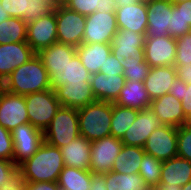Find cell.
I'll return each instance as SVG.
<instances>
[{"label": "cell", "instance_id": "cell-13", "mask_svg": "<svg viewBox=\"0 0 191 190\" xmlns=\"http://www.w3.org/2000/svg\"><path fill=\"white\" fill-rule=\"evenodd\" d=\"M25 123H29V119L24 96L3 89L0 94V125L11 132Z\"/></svg>", "mask_w": 191, "mask_h": 190}, {"label": "cell", "instance_id": "cell-45", "mask_svg": "<svg viewBox=\"0 0 191 190\" xmlns=\"http://www.w3.org/2000/svg\"><path fill=\"white\" fill-rule=\"evenodd\" d=\"M122 63L116 59V57L111 54L105 61L103 67L100 68V73L104 75H123Z\"/></svg>", "mask_w": 191, "mask_h": 190}, {"label": "cell", "instance_id": "cell-22", "mask_svg": "<svg viewBox=\"0 0 191 190\" xmlns=\"http://www.w3.org/2000/svg\"><path fill=\"white\" fill-rule=\"evenodd\" d=\"M90 84L96 100L114 103L124 87L125 77L98 72L91 75Z\"/></svg>", "mask_w": 191, "mask_h": 190}, {"label": "cell", "instance_id": "cell-50", "mask_svg": "<svg viewBox=\"0 0 191 190\" xmlns=\"http://www.w3.org/2000/svg\"><path fill=\"white\" fill-rule=\"evenodd\" d=\"M177 77L186 84H191V63L184 65H174Z\"/></svg>", "mask_w": 191, "mask_h": 190}, {"label": "cell", "instance_id": "cell-40", "mask_svg": "<svg viewBox=\"0 0 191 190\" xmlns=\"http://www.w3.org/2000/svg\"><path fill=\"white\" fill-rule=\"evenodd\" d=\"M191 31L189 23L182 18L181 12L172 4V16L168 33L174 39L182 37L185 33Z\"/></svg>", "mask_w": 191, "mask_h": 190}, {"label": "cell", "instance_id": "cell-29", "mask_svg": "<svg viewBox=\"0 0 191 190\" xmlns=\"http://www.w3.org/2000/svg\"><path fill=\"white\" fill-rule=\"evenodd\" d=\"M145 154L144 148L138 146L124 145L119 155L114 160L112 172L122 174L139 173L140 163Z\"/></svg>", "mask_w": 191, "mask_h": 190}, {"label": "cell", "instance_id": "cell-2", "mask_svg": "<svg viewBox=\"0 0 191 190\" xmlns=\"http://www.w3.org/2000/svg\"><path fill=\"white\" fill-rule=\"evenodd\" d=\"M2 84L3 89L23 96L52 88L48 71L37 53L16 68Z\"/></svg>", "mask_w": 191, "mask_h": 190}, {"label": "cell", "instance_id": "cell-54", "mask_svg": "<svg viewBox=\"0 0 191 190\" xmlns=\"http://www.w3.org/2000/svg\"><path fill=\"white\" fill-rule=\"evenodd\" d=\"M33 1L42 2V3H50L53 7H55L57 5L56 0H33Z\"/></svg>", "mask_w": 191, "mask_h": 190}, {"label": "cell", "instance_id": "cell-42", "mask_svg": "<svg viewBox=\"0 0 191 190\" xmlns=\"http://www.w3.org/2000/svg\"><path fill=\"white\" fill-rule=\"evenodd\" d=\"M54 7L50 3L35 2L30 0L27 14L23 20L25 23L32 22L42 18L44 15L50 13Z\"/></svg>", "mask_w": 191, "mask_h": 190}, {"label": "cell", "instance_id": "cell-24", "mask_svg": "<svg viewBox=\"0 0 191 190\" xmlns=\"http://www.w3.org/2000/svg\"><path fill=\"white\" fill-rule=\"evenodd\" d=\"M64 165L82 170H89L91 142L83 136L60 148Z\"/></svg>", "mask_w": 191, "mask_h": 190}, {"label": "cell", "instance_id": "cell-16", "mask_svg": "<svg viewBox=\"0 0 191 190\" xmlns=\"http://www.w3.org/2000/svg\"><path fill=\"white\" fill-rule=\"evenodd\" d=\"M35 54L26 41L0 44V82Z\"/></svg>", "mask_w": 191, "mask_h": 190}, {"label": "cell", "instance_id": "cell-55", "mask_svg": "<svg viewBox=\"0 0 191 190\" xmlns=\"http://www.w3.org/2000/svg\"><path fill=\"white\" fill-rule=\"evenodd\" d=\"M181 190H191V180L181 187Z\"/></svg>", "mask_w": 191, "mask_h": 190}, {"label": "cell", "instance_id": "cell-8", "mask_svg": "<svg viewBox=\"0 0 191 190\" xmlns=\"http://www.w3.org/2000/svg\"><path fill=\"white\" fill-rule=\"evenodd\" d=\"M11 135L14 146L13 162L16 166L32 157L44 142L43 131L30 123L19 125L11 131Z\"/></svg>", "mask_w": 191, "mask_h": 190}, {"label": "cell", "instance_id": "cell-49", "mask_svg": "<svg viewBox=\"0 0 191 190\" xmlns=\"http://www.w3.org/2000/svg\"><path fill=\"white\" fill-rule=\"evenodd\" d=\"M89 190H107L106 173H93Z\"/></svg>", "mask_w": 191, "mask_h": 190}, {"label": "cell", "instance_id": "cell-37", "mask_svg": "<svg viewBox=\"0 0 191 190\" xmlns=\"http://www.w3.org/2000/svg\"><path fill=\"white\" fill-rule=\"evenodd\" d=\"M169 94L181 101L185 117L191 121V84H186L176 77L169 89Z\"/></svg>", "mask_w": 191, "mask_h": 190}, {"label": "cell", "instance_id": "cell-23", "mask_svg": "<svg viewBox=\"0 0 191 190\" xmlns=\"http://www.w3.org/2000/svg\"><path fill=\"white\" fill-rule=\"evenodd\" d=\"M176 77L175 66L151 68L149 75L144 80L145 88L151 101L168 94Z\"/></svg>", "mask_w": 191, "mask_h": 190}, {"label": "cell", "instance_id": "cell-11", "mask_svg": "<svg viewBox=\"0 0 191 190\" xmlns=\"http://www.w3.org/2000/svg\"><path fill=\"white\" fill-rule=\"evenodd\" d=\"M26 42L35 53L58 42L55 7L42 18L27 23Z\"/></svg>", "mask_w": 191, "mask_h": 190}, {"label": "cell", "instance_id": "cell-53", "mask_svg": "<svg viewBox=\"0 0 191 190\" xmlns=\"http://www.w3.org/2000/svg\"><path fill=\"white\" fill-rule=\"evenodd\" d=\"M10 18L9 14L7 13V11L5 9L2 8V6L0 5V23L2 21H5L6 19Z\"/></svg>", "mask_w": 191, "mask_h": 190}, {"label": "cell", "instance_id": "cell-39", "mask_svg": "<svg viewBox=\"0 0 191 190\" xmlns=\"http://www.w3.org/2000/svg\"><path fill=\"white\" fill-rule=\"evenodd\" d=\"M191 63V31L176 39V59L174 65Z\"/></svg>", "mask_w": 191, "mask_h": 190}, {"label": "cell", "instance_id": "cell-34", "mask_svg": "<svg viewBox=\"0 0 191 190\" xmlns=\"http://www.w3.org/2000/svg\"><path fill=\"white\" fill-rule=\"evenodd\" d=\"M63 5L84 16L96 11L115 12L116 10L114 0H66Z\"/></svg>", "mask_w": 191, "mask_h": 190}, {"label": "cell", "instance_id": "cell-43", "mask_svg": "<svg viewBox=\"0 0 191 190\" xmlns=\"http://www.w3.org/2000/svg\"><path fill=\"white\" fill-rule=\"evenodd\" d=\"M14 146L11 132L0 125V158L13 161Z\"/></svg>", "mask_w": 191, "mask_h": 190}, {"label": "cell", "instance_id": "cell-56", "mask_svg": "<svg viewBox=\"0 0 191 190\" xmlns=\"http://www.w3.org/2000/svg\"><path fill=\"white\" fill-rule=\"evenodd\" d=\"M57 4H63L66 0H56Z\"/></svg>", "mask_w": 191, "mask_h": 190}, {"label": "cell", "instance_id": "cell-33", "mask_svg": "<svg viewBox=\"0 0 191 190\" xmlns=\"http://www.w3.org/2000/svg\"><path fill=\"white\" fill-rule=\"evenodd\" d=\"M27 37V23L23 19L10 17L0 23V44L23 42Z\"/></svg>", "mask_w": 191, "mask_h": 190}, {"label": "cell", "instance_id": "cell-27", "mask_svg": "<svg viewBox=\"0 0 191 190\" xmlns=\"http://www.w3.org/2000/svg\"><path fill=\"white\" fill-rule=\"evenodd\" d=\"M151 99L146 91L144 82H133L125 80L124 87L121 89L119 97L114 102L121 107L134 108L137 110L149 107Z\"/></svg>", "mask_w": 191, "mask_h": 190}, {"label": "cell", "instance_id": "cell-31", "mask_svg": "<svg viewBox=\"0 0 191 190\" xmlns=\"http://www.w3.org/2000/svg\"><path fill=\"white\" fill-rule=\"evenodd\" d=\"M107 190H150V186L139 173L122 174L118 172L106 173Z\"/></svg>", "mask_w": 191, "mask_h": 190}, {"label": "cell", "instance_id": "cell-18", "mask_svg": "<svg viewBox=\"0 0 191 190\" xmlns=\"http://www.w3.org/2000/svg\"><path fill=\"white\" fill-rule=\"evenodd\" d=\"M161 125L179 127L190 123L183 112L182 103L172 94H165L151 101L150 106Z\"/></svg>", "mask_w": 191, "mask_h": 190}, {"label": "cell", "instance_id": "cell-17", "mask_svg": "<svg viewBox=\"0 0 191 190\" xmlns=\"http://www.w3.org/2000/svg\"><path fill=\"white\" fill-rule=\"evenodd\" d=\"M172 4L171 0H146L148 25L145 36H169Z\"/></svg>", "mask_w": 191, "mask_h": 190}, {"label": "cell", "instance_id": "cell-38", "mask_svg": "<svg viewBox=\"0 0 191 190\" xmlns=\"http://www.w3.org/2000/svg\"><path fill=\"white\" fill-rule=\"evenodd\" d=\"M177 156L191 162V123L177 127Z\"/></svg>", "mask_w": 191, "mask_h": 190}, {"label": "cell", "instance_id": "cell-46", "mask_svg": "<svg viewBox=\"0 0 191 190\" xmlns=\"http://www.w3.org/2000/svg\"><path fill=\"white\" fill-rule=\"evenodd\" d=\"M18 169L13 161L0 158V187Z\"/></svg>", "mask_w": 191, "mask_h": 190}, {"label": "cell", "instance_id": "cell-25", "mask_svg": "<svg viewBox=\"0 0 191 190\" xmlns=\"http://www.w3.org/2000/svg\"><path fill=\"white\" fill-rule=\"evenodd\" d=\"M76 54L80 58L82 65L89 73L96 74L103 67L106 59L111 55V44L106 43H81L76 47Z\"/></svg>", "mask_w": 191, "mask_h": 190}, {"label": "cell", "instance_id": "cell-35", "mask_svg": "<svg viewBox=\"0 0 191 190\" xmlns=\"http://www.w3.org/2000/svg\"><path fill=\"white\" fill-rule=\"evenodd\" d=\"M163 161L154 156L144 154L140 163L139 175L150 186H157L160 183L161 169Z\"/></svg>", "mask_w": 191, "mask_h": 190}, {"label": "cell", "instance_id": "cell-30", "mask_svg": "<svg viewBox=\"0 0 191 190\" xmlns=\"http://www.w3.org/2000/svg\"><path fill=\"white\" fill-rule=\"evenodd\" d=\"M92 176L90 170L64 166L58 179V186L61 190H89Z\"/></svg>", "mask_w": 191, "mask_h": 190}, {"label": "cell", "instance_id": "cell-51", "mask_svg": "<svg viewBox=\"0 0 191 190\" xmlns=\"http://www.w3.org/2000/svg\"><path fill=\"white\" fill-rule=\"evenodd\" d=\"M150 190H181V186L178 185L170 186V184H159L157 186L150 187Z\"/></svg>", "mask_w": 191, "mask_h": 190}, {"label": "cell", "instance_id": "cell-1", "mask_svg": "<svg viewBox=\"0 0 191 190\" xmlns=\"http://www.w3.org/2000/svg\"><path fill=\"white\" fill-rule=\"evenodd\" d=\"M60 148L54 147L45 141L37 152L18 166L26 182H58L64 167Z\"/></svg>", "mask_w": 191, "mask_h": 190}, {"label": "cell", "instance_id": "cell-48", "mask_svg": "<svg viewBox=\"0 0 191 190\" xmlns=\"http://www.w3.org/2000/svg\"><path fill=\"white\" fill-rule=\"evenodd\" d=\"M173 5L181 12L184 21L191 26V0L175 2Z\"/></svg>", "mask_w": 191, "mask_h": 190}, {"label": "cell", "instance_id": "cell-12", "mask_svg": "<svg viewBox=\"0 0 191 190\" xmlns=\"http://www.w3.org/2000/svg\"><path fill=\"white\" fill-rule=\"evenodd\" d=\"M144 151L161 161L177 156V127L160 125L148 137Z\"/></svg>", "mask_w": 191, "mask_h": 190}, {"label": "cell", "instance_id": "cell-44", "mask_svg": "<svg viewBox=\"0 0 191 190\" xmlns=\"http://www.w3.org/2000/svg\"><path fill=\"white\" fill-rule=\"evenodd\" d=\"M26 179L23 173L17 169L8 180L0 187V190H24Z\"/></svg>", "mask_w": 191, "mask_h": 190}, {"label": "cell", "instance_id": "cell-32", "mask_svg": "<svg viewBox=\"0 0 191 190\" xmlns=\"http://www.w3.org/2000/svg\"><path fill=\"white\" fill-rule=\"evenodd\" d=\"M139 110L118 106L112 102L111 135L122 139L127 129L132 125Z\"/></svg>", "mask_w": 191, "mask_h": 190}, {"label": "cell", "instance_id": "cell-21", "mask_svg": "<svg viewBox=\"0 0 191 190\" xmlns=\"http://www.w3.org/2000/svg\"><path fill=\"white\" fill-rule=\"evenodd\" d=\"M46 70L48 71L52 89L66 83L90 82L91 79V74L82 65L77 54L64 67L46 68Z\"/></svg>", "mask_w": 191, "mask_h": 190}, {"label": "cell", "instance_id": "cell-14", "mask_svg": "<svg viewBox=\"0 0 191 190\" xmlns=\"http://www.w3.org/2000/svg\"><path fill=\"white\" fill-rule=\"evenodd\" d=\"M145 35L128 29H118L111 43V54L119 63L132 57L137 61H144Z\"/></svg>", "mask_w": 191, "mask_h": 190}, {"label": "cell", "instance_id": "cell-26", "mask_svg": "<svg viewBox=\"0 0 191 190\" xmlns=\"http://www.w3.org/2000/svg\"><path fill=\"white\" fill-rule=\"evenodd\" d=\"M191 180V162L179 156H175L162 163L159 184L170 186H183Z\"/></svg>", "mask_w": 191, "mask_h": 190}, {"label": "cell", "instance_id": "cell-58", "mask_svg": "<svg viewBox=\"0 0 191 190\" xmlns=\"http://www.w3.org/2000/svg\"><path fill=\"white\" fill-rule=\"evenodd\" d=\"M173 3L175 2H180V1H184V0H171Z\"/></svg>", "mask_w": 191, "mask_h": 190}, {"label": "cell", "instance_id": "cell-52", "mask_svg": "<svg viewBox=\"0 0 191 190\" xmlns=\"http://www.w3.org/2000/svg\"><path fill=\"white\" fill-rule=\"evenodd\" d=\"M143 0H114L116 7H123L126 5H134Z\"/></svg>", "mask_w": 191, "mask_h": 190}, {"label": "cell", "instance_id": "cell-28", "mask_svg": "<svg viewBox=\"0 0 191 190\" xmlns=\"http://www.w3.org/2000/svg\"><path fill=\"white\" fill-rule=\"evenodd\" d=\"M37 55L41 58L45 68L64 67L76 55V47L55 42L40 50Z\"/></svg>", "mask_w": 191, "mask_h": 190}, {"label": "cell", "instance_id": "cell-6", "mask_svg": "<svg viewBox=\"0 0 191 190\" xmlns=\"http://www.w3.org/2000/svg\"><path fill=\"white\" fill-rule=\"evenodd\" d=\"M55 14L58 42L78 47L83 40L86 16L63 4L55 6Z\"/></svg>", "mask_w": 191, "mask_h": 190}, {"label": "cell", "instance_id": "cell-10", "mask_svg": "<svg viewBox=\"0 0 191 190\" xmlns=\"http://www.w3.org/2000/svg\"><path fill=\"white\" fill-rule=\"evenodd\" d=\"M144 57L149 67L174 66L176 39L169 36H145Z\"/></svg>", "mask_w": 191, "mask_h": 190}, {"label": "cell", "instance_id": "cell-20", "mask_svg": "<svg viewBox=\"0 0 191 190\" xmlns=\"http://www.w3.org/2000/svg\"><path fill=\"white\" fill-rule=\"evenodd\" d=\"M115 14L118 29H128L146 35L148 25L146 0L134 5L116 7Z\"/></svg>", "mask_w": 191, "mask_h": 190}, {"label": "cell", "instance_id": "cell-5", "mask_svg": "<svg viewBox=\"0 0 191 190\" xmlns=\"http://www.w3.org/2000/svg\"><path fill=\"white\" fill-rule=\"evenodd\" d=\"M24 98L29 123L44 132L61 107L55 90L51 88L27 94Z\"/></svg>", "mask_w": 191, "mask_h": 190}, {"label": "cell", "instance_id": "cell-7", "mask_svg": "<svg viewBox=\"0 0 191 190\" xmlns=\"http://www.w3.org/2000/svg\"><path fill=\"white\" fill-rule=\"evenodd\" d=\"M118 32L115 12L96 11L86 16L83 44H111Z\"/></svg>", "mask_w": 191, "mask_h": 190}, {"label": "cell", "instance_id": "cell-3", "mask_svg": "<svg viewBox=\"0 0 191 190\" xmlns=\"http://www.w3.org/2000/svg\"><path fill=\"white\" fill-rule=\"evenodd\" d=\"M77 111L80 136L93 142L111 135L112 102L95 100Z\"/></svg>", "mask_w": 191, "mask_h": 190}, {"label": "cell", "instance_id": "cell-4", "mask_svg": "<svg viewBox=\"0 0 191 190\" xmlns=\"http://www.w3.org/2000/svg\"><path fill=\"white\" fill-rule=\"evenodd\" d=\"M44 141L61 148L80 136L78 111L61 106L49 126L43 132Z\"/></svg>", "mask_w": 191, "mask_h": 190}, {"label": "cell", "instance_id": "cell-47", "mask_svg": "<svg viewBox=\"0 0 191 190\" xmlns=\"http://www.w3.org/2000/svg\"><path fill=\"white\" fill-rule=\"evenodd\" d=\"M58 182H26L24 190H59Z\"/></svg>", "mask_w": 191, "mask_h": 190}, {"label": "cell", "instance_id": "cell-41", "mask_svg": "<svg viewBox=\"0 0 191 190\" xmlns=\"http://www.w3.org/2000/svg\"><path fill=\"white\" fill-rule=\"evenodd\" d=\"M30 0H0V5L10 17L23 19L28 12Z\"/></svg>", "mask_w": 191, "mask_h": 190}, {"label": "cell", "instance_id": "cell-57", "mask_svg": "<svg viewBox=\"0 0 191 190\" xmlns=\"http://www.w3.org/2000/svg\"><path fill=\"white\" fill-rule=\"evenodd\" d=\"M3 90V84L0 82V94L2 93Z\"/></svg>", "mask_w": 191, "mask_h": 190}, {"label": "cell", "instance_id": "cell-36", "mask_svg": "<svg viewBox=\"0 0 191 190\" xmlns=\"http://www.w3.org/2000/svg\"><path fill=\"white\" fill-rule=\"evenodd\" d=\"M123 76L125 80L144 82L145 78L149 75L151 67L146 61H137L136 59L129 57L122 62Z\"/></svg>", "mask_w": 191, "mask_h": 190}, {"label": "cell", "instance_id": "cell-19", "mask_svg": "<svg viewBox=\"0 0 191 190\" xmlns=\"http://www.w3.org/2000/svg\"><path fill=\"white\" fill-rule=\"evenodd\" d=\"M54 90L61 106L67 108L80 109L96 100L90 82L66 83Z\"/></svg>", "mask_w": 191, "mask_h": 190}, {"label": "cell", "instance_id": "cell-15", "mask_svg": "<svg viewBox=\"0 0 191 190\" xmlns=\"http://www.w3.org/2000/svg\"><path fill=\"white\" fill-rule=\"evenodd\" d=\"M160 125V120L151 107L139 110L136 119L127 129L121 142L124 145L144 148L150 134Z\"/></svg>", "mask_w": 191, "mask_h": 190}, {"label": "cell", "instance_id": "cell-9", "mask_svg": "<svg viewBox=\"0 0 191 190\" xmlns=\"http://www.w3.org/2000/svg\"><path fill=\"white\" fill-rule=\"evenodd\" d=\"M123 143L112 135L91 142L89 170L92 173L111 172L114 160L119 155Z\"/></svg>", "mask_w": 191, "mask_h": 190}]
</instances>
